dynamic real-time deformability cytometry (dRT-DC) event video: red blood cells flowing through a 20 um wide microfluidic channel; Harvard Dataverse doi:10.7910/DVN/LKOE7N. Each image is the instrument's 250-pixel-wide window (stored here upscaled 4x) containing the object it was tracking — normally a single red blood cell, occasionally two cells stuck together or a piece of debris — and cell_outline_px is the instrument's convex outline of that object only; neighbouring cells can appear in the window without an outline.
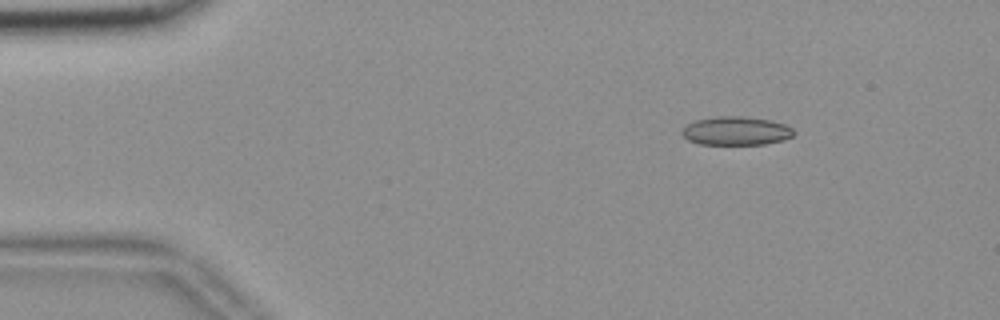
{"species": "common noctule bat (a hibernating species)", "species_latin": "Nyctalus noctula", "temperature_condition": "room temperature", "stored_images_in_passage": 11, "camera_frame_rate_fps": 3000, "um_per_image_px": 0.085, "animal": {"sex": "female", "body_mass_g": 18.4}, "frame": {"image": 1, "passage_image": 1, "time_ms": 0.0, "image_size_px": [1000, 320], "cell_outline_px": [[796, 132], [792, 136], [784, 140], [764, 144], [700, 144], [688, 140], [680, 132], [688, 124], [696, 120], [716, 116], [744, 116], [772, 120], [784, 124], [792, 128]], "centroid_in_image_um": [62.59, 11.12], "position_along_channel_um": 22.4, "area_um2": 18.67}}